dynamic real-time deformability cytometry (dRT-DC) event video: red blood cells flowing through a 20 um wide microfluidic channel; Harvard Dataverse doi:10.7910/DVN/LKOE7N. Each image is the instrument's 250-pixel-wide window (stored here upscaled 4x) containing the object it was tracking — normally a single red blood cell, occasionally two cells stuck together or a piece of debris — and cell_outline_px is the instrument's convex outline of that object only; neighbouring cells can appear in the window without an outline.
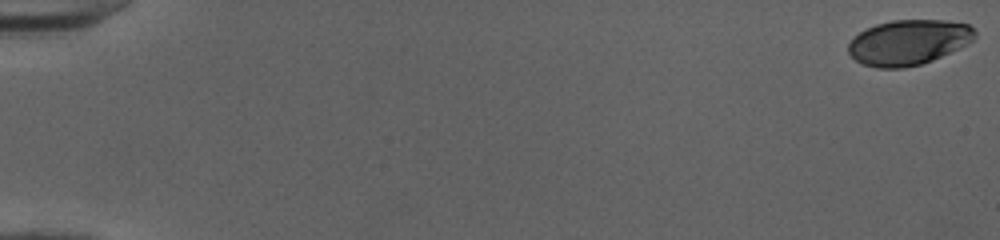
{"species": "human", "species_latin": "Homo sapiens", "temperature_condition": "cold", "stored_images_in_passage": 52, "camera_frame_rate_fps": 3000, "um_per_image_px": 0.085, "donor": {"sex": "female"}, "frame": {"image": 1, "passage_image": 1, "time_ms": 0.0, "image_size_px": [1000, 240], "cell_outline_px": [[976, 36], [968, 44], [932, 60], [920, 64], [904, 68], [876, 68], [864, 64], [856, 60], [848, 52], [848, 44], [860, 32], [876, 24], [892, 20], [944, 20], [968, 24], [976, 32]], "centroid_in_image_um": [77.23, 3.6], "position_along_channel_um": 7.8, "area_um2": 33.12}}
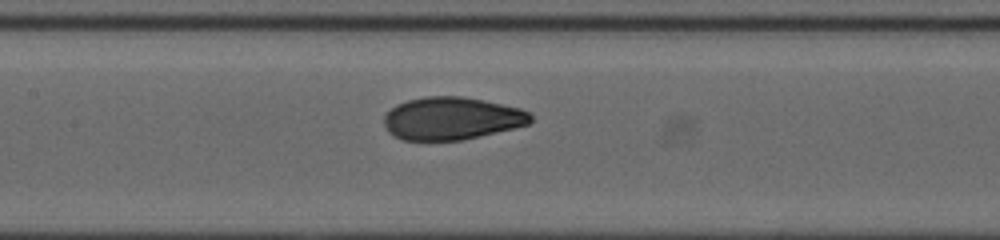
{"frame": {"image": 2, "passage_image": 27, "time_ms": 8.667, "image_size_px": [1000, 240], "cell_outline_px": [[532, 120], [528, 124], [464, 140], [404, 140], [388, 132], [384, 124], [384, 116], [396, 104], [408, 100], [424, 96], [460, 96], [520, 108], [528, 112], [532, 116]], "centroid_in_image_um": [38.37, 10.07], "position_along_channel_um": 169.0, "area_um2": 36.13}}
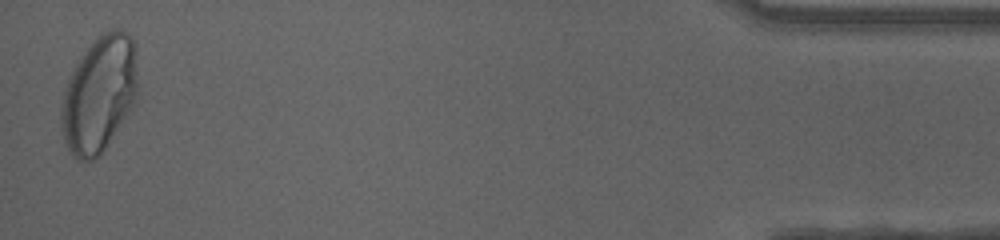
{"frame": {"image": 3, "passage_image": 52, "time_ms": 17.0, "image_size_px": [1000, 240], "cell_outline_px": [[136, 100], [100, 156], [92, 160], [76, 160], [72, 156], [64, 140], [60, 124], [60, 108], [64, 88], [68, 76], [76, 60], [104, 32], [112, 28], [120, 28], [128, 32], [132, 36], [136, 44]], "centroid_in_image_um": [8.4, 7.99], "position_along_channel_um": 426.8, "area_um2": 52.19}, "authors_computed_cell_mechanics": {"area_um2": 36.2695, "velocity_mm_per_s": 4.031, "shape_relaxation_time_tau1_ms": 5.2504, "shape_relaxation_time_tau2_ms": null, "deformation_change_tau1": 0.1961, "deformation_change_tau2": null}}